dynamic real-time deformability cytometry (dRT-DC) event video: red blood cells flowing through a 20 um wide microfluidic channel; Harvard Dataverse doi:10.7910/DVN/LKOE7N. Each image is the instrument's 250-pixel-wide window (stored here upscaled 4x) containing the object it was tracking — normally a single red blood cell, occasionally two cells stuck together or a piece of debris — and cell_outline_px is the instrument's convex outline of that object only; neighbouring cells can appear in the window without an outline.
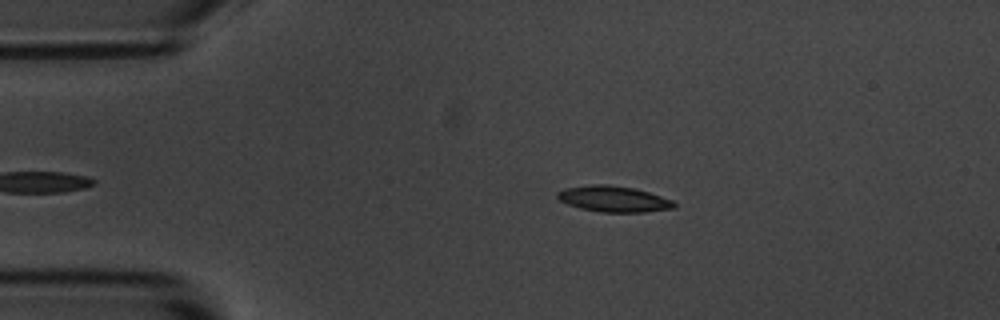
{"species": "common noctule bat (a hibernating species)", "species_latin": "Nyctalus noctula", "temperature_condition": "room temperature", "stored_images_in_passage": 5, "camera_frame_rate_fps": 3000, "um_per_image_px": 0.085, "animal": {"sex": "male", "body_mass_g": 20.1, "forearm_length_mm": 53.5}, "frame": {"image": 1, "passage_image": 2, "time_ms": 1.333, "image_size_px": [1000, 320], "cell_outline_px": [[676, 208], [644, 212], [600, 212], [580, 208], [568, 204], [560, 200], [556, 196], [556, 192], [564, 188], [588, 184], [608, 184], [636, 188], [672, 200], [676, 204]], "centroid_in_image_um": [52.14, 16.9], "position_along_channel_um": 32.9, "area_um2": 17.8}}
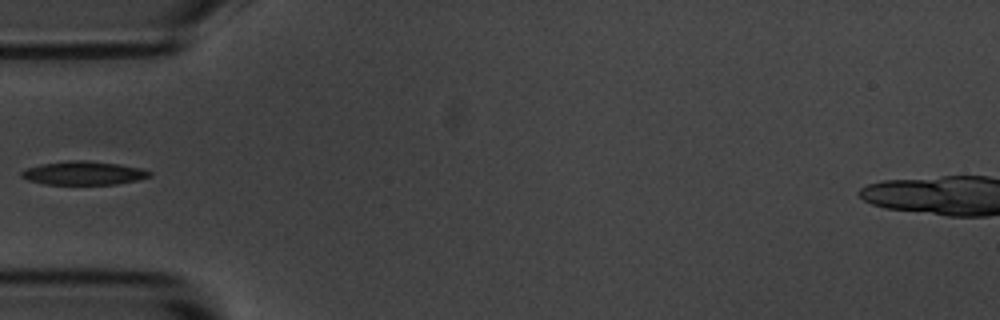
{"frame": {"image": 2, "passage_image": 4, "time_ms": 3.667, "image_size_px": [1000, 320], "cell_outline_px": [[152, 176], [136, 180], [116, 184], [44, 184], [28, 180], [20, 176], [20, 172], [24, 168], [40, 164], [68, 160], [84, 160], [120, 164], [140, 168], [152, 172]], "centroid_in_image_um": [7.06, 14.7], "position_along_channel_um": 77.9, "area_um2": 17.69}}